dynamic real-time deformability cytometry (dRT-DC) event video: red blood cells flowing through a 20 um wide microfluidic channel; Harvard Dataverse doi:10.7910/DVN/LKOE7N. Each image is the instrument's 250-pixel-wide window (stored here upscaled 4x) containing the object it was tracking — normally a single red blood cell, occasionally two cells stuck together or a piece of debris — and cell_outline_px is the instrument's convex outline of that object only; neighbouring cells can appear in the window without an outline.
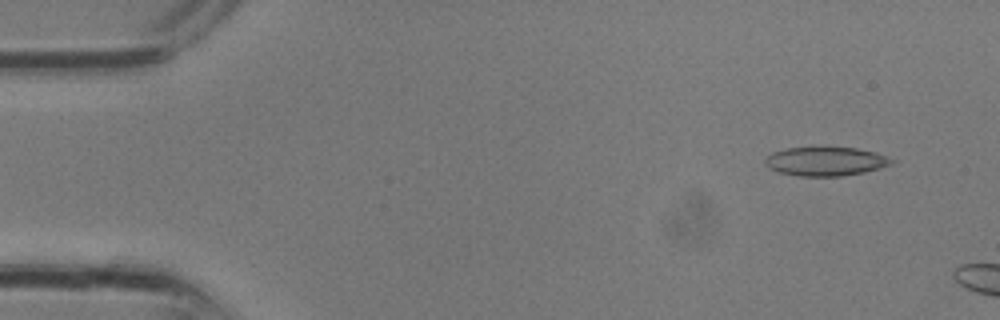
{"species": "common noctule bat (a hibernating species)", "species_latin": "Nyctalus noctula", "temperature_condition": "room temperature", "stored_images_in_passage": 6, "camera_frame_rate_fps": 3000, "um_per_image_px": 0.085, "animal": {"sex": "male", "body_mass_g": 13.3}, "frame": {"image": 1, "passage_image": 3, "time_ms": 0.667, "image_size_px": [1000, 320], "cell_outline_px": [[896, 160], [892, 164], [880, 168], [864, 172], [840, 176], [800, 176], [780, 172], [768, 168], [764, 164], [764, 160], [772, 152], [788, 148], [856, 148], [876, 152]], "centroid_in_image_um": [70.19, 13.72], "position_along_channel_um": 14.8, "area_um2": 21.15}}